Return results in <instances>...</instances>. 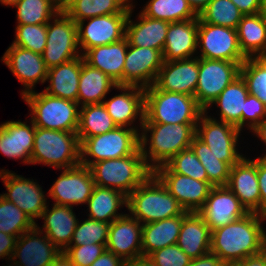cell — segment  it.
<instances>
[{
  "label": "cell",
  "mask_w": 266,
  "mask_h": 266,
  "mask_svg": "<svg viewBox=\"0 0 266 266\" xmlns=\"http://www.w3.org/2000/svg\"><path fill=\"white\" fill-rule=\"evenodd\" d=\"M266 217L249 212L226 226L211 231L210 252L224 263L240 262L266 249V231L261 226Z\"/></svg>",
  "instance_id": "1"
},
{
  "label": "cell",
  "mask_w": 266,
  "mask_h": 266,
  "mask_svg": "<svg viewBox=\"0 0 266 266\" xmlns=\"http://www.w3.org/2000/svg\"><path fill=\"white\" fill-rule=\"evenodd\" d=\"M197 124L143 123L140 149L146 165L154 171L173 156L190 147ZM150 132V141L147 133ZM150 142L149 144H147ZM146 145H150L146 150ZM152 162L149 163V162Z\"/></svg>",
  "instance_id": "2"
},
{
  "label": "cell",
  "mask_w": 266,
  "mask_h": 266,
  "mask_svg": "<svg viewBox=\"0 0 266 266\" xmlns=\"http://www.w3.org/2000/svg\"><path fill=\"white\" fill-rule=\"evenodd\" d=\"M126 207L131 216L142 222V225L185 212L177 199L153 173L127 196Z\"/></svg>",
  "instance_id": "3"
},
{
  "label": "cell",
  "mask_w": 266,
  "mask_h": 266,
  "mask_svg": "<svg viewBox=\"0 0 266 266\" xmlns=\"http://www.w3.org/2000/svg\"><path fill=\"white\" fill-rule=\"evenodd\" d=\"M203 112L193 96L162 91L155 85L145 88L143 123L198 124Z\"/></svg>",
  "instance_id": "4"
},
{
  "label": "cell",
  "mask_w": 266,
  "mask_h": 266,
  "mask_svg": "<svg viewBox=\"0 0 266 266\" xmlns=\"http://www.w3.org/2000/svg\"><path fill=\"white\" fill-rule=\"evenodd\" d=\"M89 168L95 185L118 190L126 196L153 173L146 165L141 149L122 158L98 161Z\"/></svg>",
  "instance_id": "5"
},
{
  "label": "cell",
  "mask_w": 266,
  "mask_h": 266,
  "mask_svg": "<svg viewBox=\"0 0 266 266\" xmlns=\"http://www.w3.org/2000/svg\"><path fill=\"white\" fill-rule=\"evenodd\" d=\"M35 163H43L57 169H67L80 164V142L77 132L35 127L30 164Z\"/></svg>",
  "instance_id": "6"
},
{
  "label": "cell",
  "mask_w": 266,
  "mask_h": 266,
  "mask_svg": "<svg viewBox=\"0 0 266 266\" xmlns=\"http://www.w3.org/2000/svg\"><path fill=\"white\" fill-rule=\"evenodd\" d=\"M31 108V120L35 127L50 130L77 132L79 126V104L71 100L54 97L46 92L34 90L22 96Z\"/></svg>",
  "instance_id": "7"
},
{
  "label": "cell",
  "mask_w": 266,
  "mask_h": 266,
  "mask_svg": "<svg viewBox=\"0 0 266 266\" xmlns=\"http://www.w3.org/2000/svg\"><path fill=\"white\" fill-rule=\"evenodd\" d=\"M133 127L126 129L117 126L107 133L79 139L80 164L90 167L101 160L117 159L136 153L140 149V132ZM87 156L94 160H88Z\"/></svg>",
  "instance_id": "8"
},
{
  "label": "cell",
  "mask_w": 266,
  "mask_h": 266,
  "mask_svg": "<svg viewBox=\"0 0 266 266\" xmlns=\"http://www.w3.org/2000/svg\"><path fill=\"white\" fill-rule=\"evenodd\" d=\"M77 48V23L64 11H59L53 22L47 23L46 46L42 53L46 67L49 69L82 56Z\"/></svg>",
  "instance_id": "9"
},
{
  "label": "cell",
  "mask_w": 266,
  "mask_h": 266,
  "mask_svg": "<svg viewBox=\"0 0 266 266\" xmlns=\"http://www.w3.org/2000/svg\"><path fill=\"white\" fill-rule=\"evenodd\" d=\"M242 63L199 58L198 83L194 97L205 112L220 93L240 75Z\"/></svg>",
  "instance_id": "10"
},
{
  "label": "cell",
  "mask_w": 266,
  "mask_h": 266,
  "mask_svg": "<svg viewBox=\"0 0 266 266\" xmlns=\"http://www.w3.org/2000/svg\"><path fill=\"white\" fill-rule=\"evenodd\" d=\"M206 114L204 111L199 117L196 136L208 145L217 159L232 167L243 157L236 148L240 130L232 124L217 121Z\"/></svg>",
  "instance_id": "11"
},
{
  "label": "cell",
  "mask_w": 266,
  "mask_h": 266,
  "mask_svg": "<svg viewBox=\"0 0 266 266\" xmlns=\"http://www.w3.org/2000/svg\"><path fill=\"white\" fill-rule=\"evenodd\" d=\"M197 47L201 54L198 58L244 62L247 57L242 53L237 30L220 25L198 22Z\"/></svg>",
  "instance_id": "12"
},
{
  "label": "cell",
  "mask_w": 266,
  "mask_h": 266,
  "mask_svg": "<svg viewBox=\"0 0 266 266\" xmlns=\"http://www.w3.org/2000/svg\"><path fill=\"white\" fill-rule=\"evenodd\" d=\"M153 174L188 212H198L204 206L213 187L208 181L174 173L165 164L157 167Z\"/></svg>",
  "instance_id": "13"
},
{
  "label": "cell",
  "mask_w": 266,
  "mask_h": 266,
  "mask_svg": "<svg viewBox=\"0 0 266 266\" xmlns=\"http://www.w3.org/2000/svg\"><path fill=\"white\" fill-rule=\"evenodd\" d=\"M129 13H115L88 18L77 23L78 46L84 52L96 46L108 45L125 38ZM89 20L86 27L84 21Z\"/></svg>",
  "instance_id": "14"
},
{
  "label": "cell",
  "mask_w": 266,
  "mask_h": 266,
  "mask_svg": "<svg viewBox=\"0 0 266 266\" xmlns=\"http://www.w3.org/2000/svg\"><path fill=\"white\" fill-rule=\"evenodd\" d=\"M94 187L90 168L78 164L63 170L49 189V196L55 200L54 204L72 207L74 204H86Z\"/></svg>",
  "instance_id": "15"
},
{
  "label": "cell",
  "mask_w": 266,
  "mask_h": 266,
  "mask_svg": "<svg viewBox=\"0 0 266 266\" xmlns=\"http://www.w3.org/2000/svg\"><path fill=\"white\" fill-rule=\"evenodd\" d=\"M162 64L163 56L159 50L128 44L123 67V85L144 89L154 85Z\"/></svg>",
  "instance_id": "16"
},
{
  "label": "cell",
  "mask_w": 266,
  "mask_h": 266,
  "mask_svg": "<svg viewBox=\"0 0 266 266\" xmlns=\"http://www.w3.org/2000/svg\"><path fill=\"white\" fill-rule=\"evenodd\" d=\"M0 177L9 192L0 195L6 200L13 202L33 222H35V218H40L48 206H46L47 201L39 184L5 169L0 171Z\"/></svg>",
  "instance_id": "17"
},
{
  "label": "cell",
  "mask_w": 266,
  "mask_h": 266,
  "mask_svg": "<svg viewBox=\"0 0 266 266\" xmlns=\"http://www.w3.org/2000/svg\"><path fill=\"white\" fill-rule=\"evenodd\" d=\"M198 213L213 231L244 217L249 212L227 186H213Z\"/></svg>",
  "instance_id": "18"
},
{
  "label": "cell",
  "mask_w": 266,
  "mask_h": 266,
  "mask_svg": "<svg viewBox=\"0 0 266 266\" xmlns=\"http://www.w3.org/2000/svg\"><path fill=\"white\" fill-rule=\"evenodd\" d=\"M14 76L25 86L22 96L32 92L37 82L47 80L48 68L42 54L11 45L1 59Z\"/></svg>",
  "instance_id": "19"
},
{
  "label": "cell",
  "mask_w": 266,
  "mask_h": 266,
  "mask_svg": "<svg viewBox=\"0 0 266 266\" xmlns=\"http://www.w3.org/2000/svg\"><path fill=\"white\" fill-rule=\"evenodd\" d=\"M199 74V58L163 61L154 85L162 91L195 95Z\"/></svg>",
  "instance_id": "20"
},
{
  "label": "cell",
  "mask_w": 266,
  "mask_h": 266,
  "mask_svg": "<svg viewBox=\"0 0 266 266\" xmlns=\"http://www.w3.org/2000/svg\"><path fill=\"white\" fill-rule=\"evenodd\" d=\"M39 229V226L35 224L31 230L17 238L11 258L12 261L19 258L20 261H14L17 266H51L61 253L45 234L41 237L43 231Z\"/></svg>",
  "instance_id": "21"
},
{
  "label": "cell",
  "mask_w": 266,
  "mask_h": 266,
  "mask_svg": "<svg viewBox=\"0 0 266 266\" xmlns=\"http://www.w3.org/2000/svg\"><path fill=\"white\" fill-rule=\"evenodd\" d=\"M106 250L124 261L142 256V224L123 214L109 226Z\"/></svg>",
  "instance_id": "22"
},
{
  "label": "cell",
  "mask_w": 266,
  "mask_h": 266,
  "mask_svg": "<svg viewBox=\"0 0 266 266\" xmlns=\"http://www.w3.org/2000/svg\"><path fill=\"white\" fill-rule=\"evenodd\" d=\"M242 157L231 167L227 187L248 212L259 215L260 189L257 177V158Z\"/></svg>",
  "instance_id": "23"
},
{
  "label": "cell",
  "mask_w": 266,
  "mask_h": 266,
  "mask_svg": "<svg viewBox=\"0 0 266 266\" xmlns=\"http://www.w3.org/2000/svg\"><path fill=\"white\" fill-rule=\"evenodd\" d=\"M121 90L108 101H103L108 114L118 127H128L139 116L140 129L144 122L145 89L138 86L117 85Z\"/></svg>",
  "instance_id": "24"
},
{
  "label": "cell",
  "mask_w": 266,
  "mask_h": 266,
  "mask_svg": "<svg viewBox=\"0 0 266 266\" xmlns=\"http://www.w3.org/2000/svg\"><path fill=\"white\" fill-rule=\"evenodd\" d=\"M35 126L21 121H7L0 125V152L7 158L23 159L30 164L34 148Z\"/></svg>",
  "instance_id": "25"
},
{
  "label": "cell",
  "mask_w": 266,
  "mask_h": 266,
  "mask_svg": "<svg viewBox=\"0 0 266 266\" xmlns=\"http://www.w3.org/2000/svg\"><path fill=\"white\" fill-rule=\"evenodd\" d=\"M198 18L169 23L162 51L163 61L192 58L197 50Z\"/></svg>",
  "instance_id": "26"
},
{
  "label": "cell",
  "mask_w": 266,
  "mask_h": 266,
  "mask_svg": "<svg viewBox=\"0 0 266 266\" xmlns=\"http://www.w3.org/2000/svg\"><path fill=\"white\" fill-rule=\"evenodd\" d=\"M132 8L126 21L125 38L129 45L157 49L161 53L166 41L168 31V21L154 19L144 16L142 13L139 15V23L132 22Z\"/></svg>",
  "instance_id": "27"
},
{
  "label": "cell",
  "mask_w": 266,
  "mask_h": 266,
  "mask_svg": "<svg viewBox=\"0 0 266 266\" xmlns=\"http://www.w3.org/2000/svg\"><path fill=\"white\" fill-rule=\"evenodd\" d=\"M127 49L128 41L123 38L121 41L112 44L88 49L81 55L87 64L101 70L113 79L117 85H123V67Z\"/></svg>",
  "instance_id": "28"
},
{
  "label": "cell",
  "mask_w": 266,
  "mask_h": 266,
  "mask_svg": "<svg viewBox=\"0 0 266 266\" xmlns=\"http://www.w3.org/2000/svg\"><path fill=\"white\" fill-rule=\"evenodd\" d=\"M177 245L191 259L210 252L211 230L198 212H187L184 215Z\"/></svg>",
  "instance_id": "29"
},
{
  "label": "cell",
  "mask_w": 266,
  "mask_h": 266,
  "mask_svg": "<svg viewBox=\"0 0 266 266\" xmlns=\"http://www.w3.org/2000/svg\"><path fill=\"white\" fill-rule=\"evenodd\" d=\"M41 218L44 219L43 229L46 237L63 252L70 245L78 224L73 206L54 204L51 210L45 208Z\"/></svg>",
  "instance_id": "30"
},
{
  "label": "cell",
  "mask_w": 266,
  "mask_h": 266,
  "mask_svg": "<svg viewBox=\"0 0 266 266\" xmlns=\"http://www.w3.org/2000/svg\"><path fill=\"white\" fill-rule=\"evenodd\" d=\"M83 56L48 69L47 80L50 85L44 89L47 94L77 102L78 87Z\"/></svg>",
  "instance_id": "31"
},
{
  "label": "cell",
  "mask_w": 266,
  "mask_h": 266,
  "mask_svg": "<svg viewBox=\"0 0 266 266\" xmlns=\"http://www.w3.org/2000/svg\"><path fill=\"white\" fill-rule=\"evenodd\" d=\"M182 215L142 225V256H149L156 250L177 244L184 220Z\"/></svg>",
  "instance_id": "32"
},
{
  "label": "cell",
  "mask_w": 266,
  "mask_h": 266,
  "mask_svg": "<svg viewBox=\"0 0 266 266\" xmlns=\"http://www.w3.org/2000/svg\"><path fill=\"white\" fill-rule=\"evenodd\" d=\"M249 95L244 79L239 75L211 103L220 108V121L232 124L242 131V110Z\"/></svg>",
  "instance_id": "33"
},
{
  "label": "cell",
  "mask_w": 266,
  "mask_h": 266,
  "mask_svg": "<svg viewBox=\"0 0 266 266\" xmlns=\"http://www.w3.org/2000/svg\"><path fill=\"white\" fill-rule=\"evenodd\" d=\"M116 86L117 83L113 79L101 70L90 66L83 59L77 98L79 105L103 103L106 94Z\"/></svg>",
  "instance_id": "34"
},
{
  "label": "cell",
  "mask_w": 266,
  "mask_h": 266,
  "mask_svg": "<svg viewBox=\"0 0 266 266\" xmlns=\"http://www.w3.org/2000/svg\"><path fill=\"white\" fill-rule=\"evenodd\" d=\"M237 34L240 49L247 58L266 54V22L261 13L243 15Z\"/></svg>",
  "instance_id": "35"
},
{
  "label": "cell",
  "mask_w": 266,
  "mask_h": 266,
  "mask_svg": "<svg viewBox=\"0 0 266 266\" xmlns=\"http://www.w3.org/2000/svg\"><path fill=\"white\" fill-rule=\"evenodd\" d=\"M87 205L90 219L111 224L123 216L117 210L121 206H127V196L118 190L95 185Z\"/></svg>",
  "instance_id": "36"
},
{
  "label": "cell",
  "mask_w": 266,
  "mask_h": 266,
  "mask_svg": "<svg viewBox=\"0 0 266 266\" xmlns=\"http://www.w3.org/2000/svg\"><path fill=\"white\" fill-rule=\"evenodd\" d=\"M128 0H75L64 12L76 23L96 16L129 13L132 3Z\"/></svg>",
  "instance_id": "37"
},
{
  "label": "cell",
  "mask_w": 266,
  "mask_h": 266,
  "mask_svg": "<svg viewBox=\"0 0 266 266\" xmlns=\"http://www.w3.org/2000/svg\"><path fill=\"white\" fill-rule=\"evenodd\" d=\"M80 108L77 130L78 139L101 135L117 127L103 103L87 104Z\"/></svg>",
  "instance_id": "38"
},
{
  "label": "cell",
  "mask_w": 266,
  "mask_h": 266,
  "mask_svg": "<svg viewBox=\"0 0 266 266\" xmlns=\"http://www.w3.org/2000/svg\"><path fill=\"white\" fill-rule=\"evenodd\" d=\"M141 13L170 23L198 18L187 0H150Z\"/></svg>",
  "instance_id": "39"
},
{
  "label": "cell",
  "mask_w": 266,
  "mask_h": 266,
  "mask_svg": "<svg viewBox=\"0 0 266 266\" xmlns=\"http://www.w3.org/2000/svg\"><path fill=\"white\" fill-rule=\"evenodd\" d=\"M190 147L204 166L208 182L212 186H226L231 166L217 159V156L211 152L208 145L201 141L196 135L193 137Z\"/></svg>",
  "instance_id": "40"
},
{
  "label": "cell",
  "mask_w": 266,
  "mask_h": 266,
  "mask_svg": "<svg viewBox=\"0 0 266 266\" xmlns=\"http://www.w3.org/2000/svg\"><path fill=\"white\" fill-rule=\"evenodd\" d=\"M243 14L231 0H210L198 15V22L220 25L237 30Z\"/></svg>",
  "instance_id": "41"
},
{
  "label": "cell",
  "mask_w": 266,
  "mask_h": 266,
  "mask_svg": "<svg viewBox=\"0 0 266 266\" xmlns=\"http://www.w3.org/2000/svg\"><path fill=\"white\" fill-rule=\"evenodd\" d=\"M17 8L18 24H47L59 12L55 0H20Z\"/></svg>",
  "instance_id": "42"
},
{
  "label": "cell",
  "mask_w": 266,
  "mask_h": 266,
  "mask_svg": "<svg viewBox=\"0 0 266 266\" xmlns=\"http://www.w3.org/2000/svg\"><path fill=\"white\" fill-rule=\"evenodd\" d=\"M36 222L20 210L13 202L0 195V231L16 236L31 230Z\"/></svg>",
  "instance_id": "43"
},
{
  "label": "cell",
  "mask_w": 266,
  "mask_h": 266,
  "mask_svg": "<svg viewBox=\"0 0 266 266\" xmlns=\"http://www.w3.org/2000/svg\"><path fill=\"white\" fill-rule=\"evenodd\" d=\"M249 94L255 95L266 106V61L262 57H249L240 66Z\"/></svg>",
  "instance_id": "44"
},
{
  "label": "cell",
  "mask_w": 266,
  "mask_h": 266,
  "mask_svg": "<svg viewBox=\"0 0 266 266\" xmlns=\"http://www.w3.org/2000/svg\"><path fill=\"white\" fill-rule=\"evenodd\" d=\"M109 226V223L92 220L90 218L82 223L78 221L69 246L106 244Z\"/></svg>",
  "instance_id": "45"
},
{
  "label": "cell",
  "mask_w": 266,
  "mask_h": 266,
  "mask_svg": "<svg viewBox=\"0 0 266 266\" xmlns=\"http://www.w3.org/2000/svg\"><path fill=\"white\" fill-rule=\"evenodd\" d=\"M165 165L174 173L200 181H208L205 168L191 147L173 156Z\"/></svg>",
  "instance_id": "46"
},
{
  "label": "cell",
  "mask_w": 266,
  "mask_h": 266,
  "mask_svg": "<svg viewBox=\"0 0 266 266\" xmlns=\"http://www.w3.org/2000/svg\"><path fill=\"white\" fill-rule=\"evenodd\" d=\"M47 39V24H18L12 45L42 54Z\"/></svg>",
  "instance_id": "47"
},
{
  "label": "cell",
  "mask_w": 266,
  "mask_h": 266,
  "mask_svg": "<svg viewBox=\"0 0 266 266\" xmlns=\"http://www.w3.org/2000/svg\"><path fill=\"white\" fill-rule=\"evenodd\" d=\"M106 244L68 246L63 252L75 266H90L104 251Z\"/></svg>",
  "instance_id": "48"
},
{
  "label": "cell",
  "mask_w": 266,
  "mask_h": 266,
  "mask_svg": "<svg viewBox=\"0 0 266 266\" xmlns=\"http://www.w3.org/2000/svg\"><path fill=\"white\" fill-rule=\"evenodd\" d=\"M156 266H189L191 258L177 244L156 250L149 256Z\"/></svg>",
  "instance_id": "49"
},
{
  "label": "cell",
  "mask_w": 266,
  "mask_h": 266,
  "mask_svg": "<svg viewBox=\"0 0 266 266\" xmlns=\"http://www.w3.org/2000/svg\"><path fill=\"white\" fill-rule=\"evenodd\" d=\"M266 118V106L255 95L249 94L242 110V127L245 122L250 130L255 129Z\"/></svg>",
  "instance_id": "50"
},
{
  "label": "cell",
  "mask_w": 266,
  "mask_h": 266,
  "mask_svg": "<svg viewBox=\"0 0 266 266\" xmlns=\"http://www.w3.org/2000/svg\"><path fill=\"white\" fill-rule=\"evenodd\" d=\"M257 177L260 189L259 215L266 217V158H257Z\"/></svg>",
  "instance_id": "51"
},
{
  "label": "cell",
  "mask_w": 266,
  "mask_h": 266,
  "mask_svg": "<svg viewBox=\"0 0 266 266\" xmlns=\"http://www.w3.org/2000/svg\"><path fill=\"white\" fill-rule=\"evenodd\" d=\"M17 237L0 231V258L8 256L12 258ZM12 254V255H11Z\"/></svg>",
  "instance_id": "52"
},
{
  "label": "cell",
  "mask_w": 266,
  "mask_h": 266,
  "mask_svg": "<svg viewBox=\"0 0 266 266\" xmlns=\"http://www.w3.org/2000/svg\"><path fill=\"white\" fill-rule=\"evenodd\" d=\"M243 15H252L261 12L262 0H231Z\"/></svg>",
  "instance_id": "53"
},
{
  "label": "cell",
  "mask_w": 266,
  "mask_h": 266,
  "mask_svg": "<svg viewBox=\"0 0 266 266\" xmlns=\"http://www.w3.org/2000/svg\"><path fill=\"white\" fill-rule=\"evenodd\" d=\"M124 260L105 250L90 266H123Z\"/></svg>",
  "instance_id": "54"
},
{
  "label": "cell",
  "mask_w": 266,
  "mask_h": 266,
  "mask_svg": "<svg viewBox=\"0 0 266 266\" xmlns=\"http://www.w3.org/2000/svg\"><path fill=\"white\" fill-rule=\"evenodd\" d=\"M224 262L211 252L200 256L199 258L191 259L189 266H223Z\"/></svg>",
  "instance_id": "55"
},
{
  "label": "cell",
  "mask_w": 266,
  "mask_h": 266,
  "mask_svg": "<svg viewBox=\"0 0 266 266\" xmlns=\"http://www.w3.org/2000/svg\"><path fill=\"white\" fill-rule=\"evenodd\" d=\"M238 263L241 266H266V249L258 254L250 255Z\"/></svg>",
  "instance_id": "56"
},
{
  "label": "cell",
  "mask_w": 266,
  "mask_h": 266,
  "mask_svg": "<svg viewBox=\"0 0 266 266\" xmlns=\"http://www.w3.org/2000/svg\"><path fill=\"white\" fill-rule=\"evenodd\" d=\"M123 266H156L148 256H140L131 260H126Z\"/></svg>",
  "instance_id": "57"
},
{
  "label": "cell",
  "mask_w": 266,
  "mask_h": 266,
  "mask_svg": "<svg viewBox=\"0 0 266 266\" xmlns=\"http://www.w3.org/2000/svg\"><path fill=\"white\" fill-rule=\"evenodd\" d=\"M193 11L199 15L200 12L208 5L210 0H187Z\"/></svg>",
  "instance_id": "58"
},
{
  "label": "cell",
  "mask_w": 266,
  "mask_h": 266,
  "mask_svg": "<svg viewBox=\"0 0 266 266\" xmlns=\"http://www.w3.org/2000/svg\"><path fill=\"white\" fill-rule=\"evenodd\" d=\"M51 266H75L69 259V257L61 251V253L55 258Z\"/></svg>",
  "instance_id": "59"
},
{
  "label": "cell",
  "mask_w": 266,
  "mask_h": 266,
  "mask_svg": "<svg viewBox=\"0 0 266 266\" xmlns=\"http://www.w3.org/2000/svg\"><path fill=\"white\" fill-rule=\"evenodd\" d=\"M252 132H254V134H256V136H258L266 145V118L253 129ZM263 156L266 158V154Z\"/></svg>",
  "instance_id": "60"
},
{
  "label": "cell",
  "mask_w": 266,
  "mask_h": 266,
  "mask_svg": "<svg viewBox=\"0 0 266 266\" xmlns=\"http://www.w3.org/2000/svg\"><path fill=\"white\" fill-rule=\"evenodd\" d=\"M75 0H55L56 6L59 11H64Z\"/></svg>",
  "instance_id": "61"
},
{
  "label": "cell",
  "mask_w": 266,
  "mask_h": 266,
  "mask_svg": "<svg viewBox=\"0 0 266 266\" xmlns=\"http://www.w3.org/2000/svg\"><path fill=\"white\" fill-rule=\"evenodd\" d=\"M20 0H0L1 4L3 5H9L14 6L16 5Z\"/></svg>",
  "instance_id": "62"
},
{
  "label": "cell",
  "mask_w": 266,
  "mask_h": 266,
  "mask_svg": "<svg viewBox=\"0 0 266 266\" xmlns=\"http://www.w3.org/2000/svg\"><path fill=\"white\" fill-rule=\"evenodd\" d=\"M260 13H261L263 19L266 22V0H262L261 12Z\"/></svg>",
  "instance_id": "63"
},
{
  "label": "cell",
  "mask_w": 266,
  "mask_h": 266,
  "mask_svg": "<svg viewBox=\"0 0 266 266\" xmlns=\"http://www.w3.org/2000/svg\"><path fill=\"white\" fill-rule=\"evenodd\" d=\"M223 266H241L238 262L234 263H224Z\"/></svg>",
  "instance_id": "64"
},
{
  "label": "cell",
  "mask_w": 266,
  "mask_h": 266,
  "mask_svg": "<svg viewBox=\"0 0 266 266\" xmlns=\"http://www.w3.org/2000/svg\"><path fill=\"white\" fill-rule=\"evenodd\" d=\"M262 58L266 61V54L262 56Z\"/></svg>",
  "instance_id": "65"
}]
</instances>
